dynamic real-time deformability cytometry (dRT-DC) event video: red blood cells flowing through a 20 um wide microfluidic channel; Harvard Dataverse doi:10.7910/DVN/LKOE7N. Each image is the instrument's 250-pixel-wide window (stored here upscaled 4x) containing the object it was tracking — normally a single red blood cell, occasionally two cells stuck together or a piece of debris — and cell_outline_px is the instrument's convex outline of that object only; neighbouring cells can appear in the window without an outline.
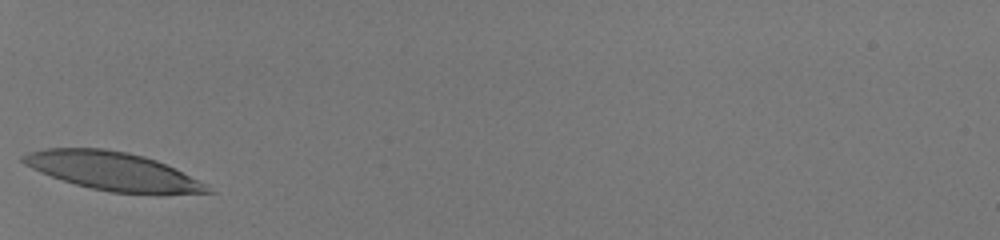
{"species": "human", "species_latin": "Homo sapiens", "temperature_condition": "room temperature", "stored_images_in_passage": 27, "camera_frame_rate_fps": 3000, "um_per_image_px": 0.085, "donor": {"sex": "male"}, "frame": {"image": 1, "passage_image": 1, "time_ms": 0.0, "image_size_px": [1000, 240], "cell_outline_px": [[216, 192], [112, 192], [92, 188], [76, 184], [40, 172], [24, 164], [20, 160], [20, 156], [28, 152], [48, 148], [104, 148], [128, 152], [144, 156], [156, 160], [208, 184]], "centroid_in_image_um": [9.53, 14.51], "position_along_channel_um": 75.5, "area_um2": 40.17}}
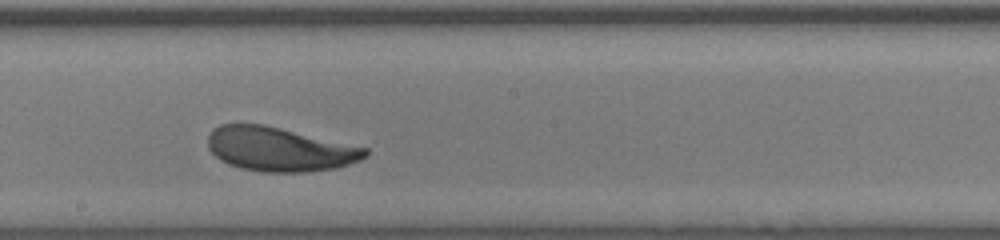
{"frame": {"image": 2, "passage_image": 13, "time_ms": 4.0, "image_size_px": [1000, 240], "cell_outline_px": [[368, 156], [360, 160], [336, 168], [308, 172], [264, 172], [240, 168], [228, 164], [220, 160], [208, 148], [208, 136], [220, 124], [264, 124], [368, 148]], "centroid_in_image_um": [23.77, 12.69], "position_along_channel_um": 224.4, "area_um2": 40.34}}
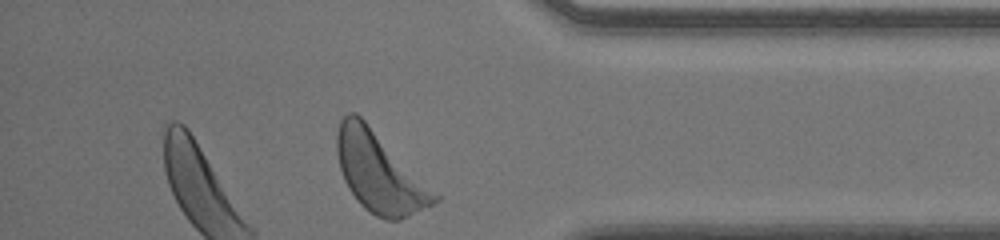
{"frame": {"image": 3, "passage_image": 27, "time_ms": 8.667, "image_size_px": [1000, 240], "cell_outline_px": [[440, 200], [400, 220], [384, 220], [376, 216], [364, 208], [356, 200], [348, 188], [344, 180], [340, 168], [336, 152], [336, 136], [340, 120], [348, 112], [356, 112], [440, 196]], "centroid_in_image_um": [32.21, 14.67], "position_along_channel_um": 403.0, "area_um2": 44.74}, "authors_computed_cell_mechanics": {"area_um2": 40.6334, "velocity_mm_per_s": 4.0017, "shape_relaxation_time_tau1_ms": 2.1482, "shape_relaxation_time_tau2_ms": null, "deformation_change_tau1": 0.1408, "deformation_change_tau2": null}}